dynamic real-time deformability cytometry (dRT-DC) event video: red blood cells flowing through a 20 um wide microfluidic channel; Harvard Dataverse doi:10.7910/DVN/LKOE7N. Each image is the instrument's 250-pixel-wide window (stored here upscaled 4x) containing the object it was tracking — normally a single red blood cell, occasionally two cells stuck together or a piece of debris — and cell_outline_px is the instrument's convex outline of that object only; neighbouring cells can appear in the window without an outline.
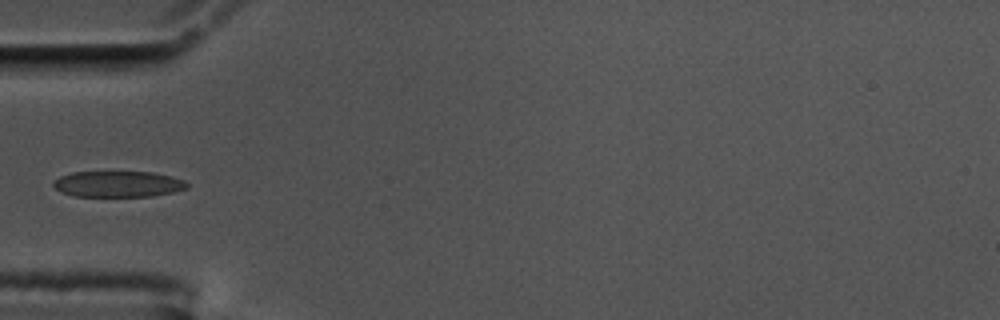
{"species": "common noctule bat (a hibernating species)", "species_latin": "Nyctalus noctula", "temperature_condition": "cold", "stored_images_in_passage": 32, "camera_frame_rate_fps": 3000, "um_per_image_px": 0.085, "animal": {"sex": "male", "body_mass_g": 17.5, "forearm_length_mm": 52.3}, "frame": {"image": 1, "passage_image": 1, "time_ms": 0.0, "image_size_px": [1000, 320], "cell_outline_px": [[188, 188], [172, 192], [152, 196], [76, 196], [60, 192], [52, 184], [60, 176], [72, 172], [152, 172], [172, 176], [184, 180], [188, 184]], "centroid_in_image_um": [10.05, 15.64], "position_along_channel_um": 75.0, "area_um2": 20.17}}
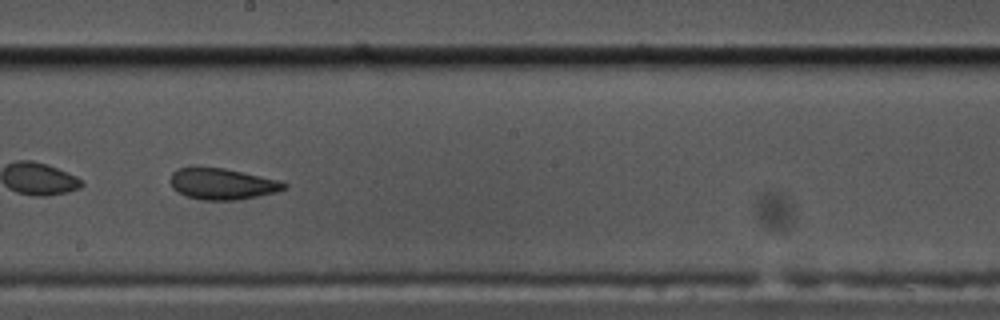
{"frame": {"image": 2, "passage_image": 14, "time_ms": 4.333, "image_size_px": [1000, 320], "cell_outline_px": [[288, 188], [276, 192], [236, 200], [204, 200], [188, 196], [172, 188], [168, 180], [172, 172], [180, 168], [192, 164], [224, 168], [244, 172], [280, 180], [288, 184]], "centroid_in_image_um": [18.86, 15.59], "position_along_channel_um": 229.3, "area_um2": 21.21}}